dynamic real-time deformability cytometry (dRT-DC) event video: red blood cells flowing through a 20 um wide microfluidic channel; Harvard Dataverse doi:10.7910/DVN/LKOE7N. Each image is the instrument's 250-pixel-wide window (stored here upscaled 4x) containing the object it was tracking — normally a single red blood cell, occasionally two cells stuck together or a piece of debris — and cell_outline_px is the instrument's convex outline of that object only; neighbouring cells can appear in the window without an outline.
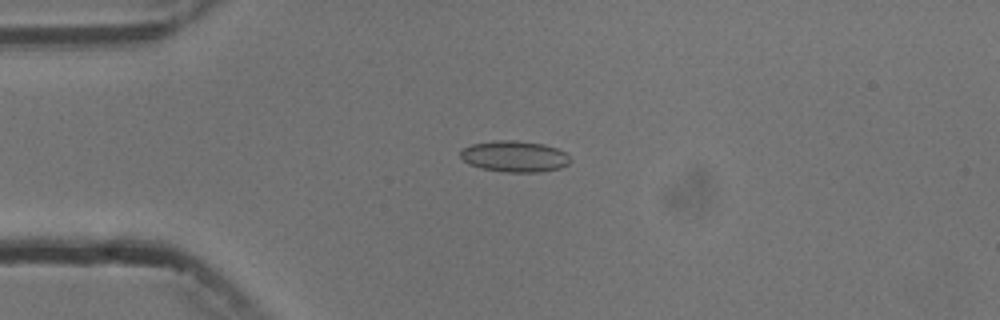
{"species": "common noctule bat (a hibernating species)", "species_latin": "Nyctalus noctula", "temperature_condition": "cold", "stored_images_in_passage": 6, "camera_frame_rate_fps": 3000, "um_per_image_px": 0.085, "animal": {"sex": "male", "body_mass_g": 13.3}, "frame": {"image": 1, "passage_image": 4, "time_ms": 3.667, "image_size_px": [1000, 320], "cell_outline_px": [[572, 160], [568, 164], [560, 168], [540, 172], [504, 172], [480, 168], [468, 164], [460, 156], [460, 148], [472, 144], [496, 140], [516, 140], [544, 144], [556, 148], [564, 152]], "centroid_in_image_um": [43.71, 13.29], "position_along_channel_um": 41.3, "area_um2": 20.11}}